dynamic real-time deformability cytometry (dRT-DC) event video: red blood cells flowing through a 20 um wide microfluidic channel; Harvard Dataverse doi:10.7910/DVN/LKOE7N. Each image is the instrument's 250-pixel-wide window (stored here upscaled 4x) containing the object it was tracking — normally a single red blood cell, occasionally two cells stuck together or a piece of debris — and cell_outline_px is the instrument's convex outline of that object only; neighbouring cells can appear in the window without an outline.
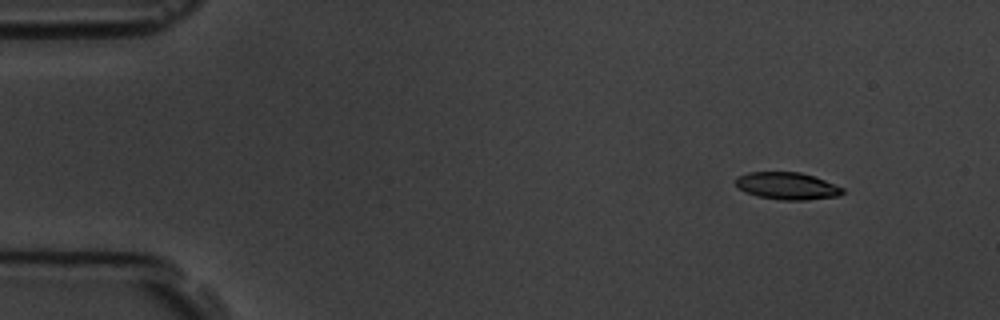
{"species": "common noctule bat (a hibernating species)", "species_latin": "Nyctalus noctula", "temperature_condition": "room temperature", "stored_images_in_passage": 3, "camera_frame_rate_fps": 3000, "um_per_image_px": 0.085, "animal": {"sex": "male", "body_mass_g": 19.5, "forearm_length_mm": 54.6}, "frame": {"image": 1, "passage_image": 1, "time_ms": 0.0, "image_size_px": [1000, 320], "cell_outline_px": [[844, 192], [840, 196], [804, 200], [780, 200], [756, 196], [744, 192], [736, 184], [736, 176], [748, 172], [800, 172], [824, 180], [844, 188]], "centroid_in_image_um": [66.89, 15.81], "position_along_channel_um": 18.1, "area_um2": 16.99}}